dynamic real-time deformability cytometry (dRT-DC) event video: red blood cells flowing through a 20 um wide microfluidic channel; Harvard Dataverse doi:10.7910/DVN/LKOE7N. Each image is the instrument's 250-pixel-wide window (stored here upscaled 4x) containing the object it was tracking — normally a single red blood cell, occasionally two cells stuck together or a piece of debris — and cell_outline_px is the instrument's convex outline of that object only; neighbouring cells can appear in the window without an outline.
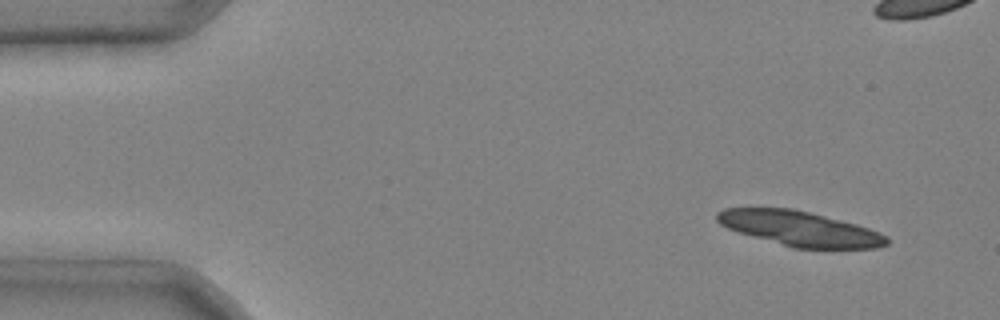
{"species": "common noctule bat (a hibernating species)", "species_latin": "Nyctalus noctula", "temperature_condition": "cold", "stored_images_in_passage": 5, "camera_frame_rate_fps": 3000, "um_per_image_px": 0.085, "animal": {"sex": "male", "body_mass_g": 20.4}, "frame": {"image": 1, "passage_image": 1, "time_ms": 0.0, "image_size_px": [1000, 320], "cell_outline_px": [[888, 244], [876, 248], [792, 248], [740, 232], [728, 228], [720, 224], [716, 220], [716, 212], [724, 208], [792, 208], [856, 224], [880, 232], [888, 236]], "centroid_in_image_um": [67.98, 19.43], "position_along_channel_um": 17.0, "area_um2": 34.16}}